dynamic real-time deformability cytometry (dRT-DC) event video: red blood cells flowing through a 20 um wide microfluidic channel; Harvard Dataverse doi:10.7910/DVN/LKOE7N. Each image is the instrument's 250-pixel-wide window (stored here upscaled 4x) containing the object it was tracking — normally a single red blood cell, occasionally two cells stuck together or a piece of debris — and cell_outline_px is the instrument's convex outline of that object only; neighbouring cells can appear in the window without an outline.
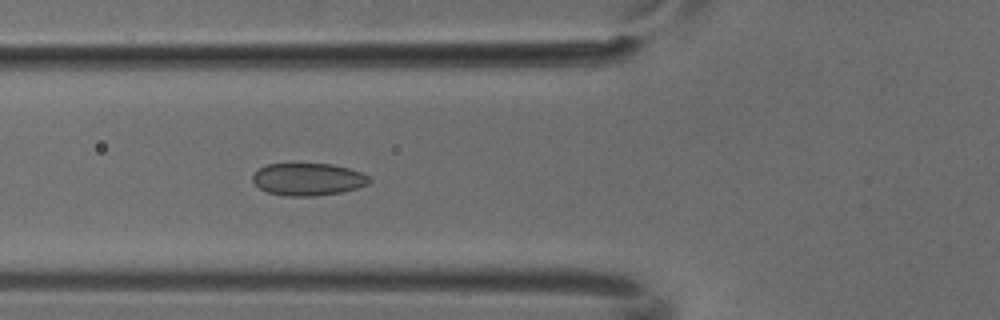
{"species": "common noctule bat (a hibernating species)", "species_latin": "Nyctalus noctula", "temperature_condition": "cold", "stored_images_in_passage": 6, "camera_frame_rate_fps": 3000, "um_per_image_px": 0.085, "animal": {"sex": "male", "body_mass_g": 18.8}, "frame": {"image": 1, "passage_image": 6, "time_ms": 1.667, "image_size_px": [1000, 320], "cell_outline_px": [[372, 180], [368, 184], [356, 188], [340, 192], [316, 196], [288, 196], [268, 192], [260, 188], [252, 180], [252, 176], [260, 168], [268, 164], [332, 164], [364, 172]], "centroid_in_image_um": [26.22, 15.24], "position_along_channel_um": 99.6, "area_um2": 21.91}}